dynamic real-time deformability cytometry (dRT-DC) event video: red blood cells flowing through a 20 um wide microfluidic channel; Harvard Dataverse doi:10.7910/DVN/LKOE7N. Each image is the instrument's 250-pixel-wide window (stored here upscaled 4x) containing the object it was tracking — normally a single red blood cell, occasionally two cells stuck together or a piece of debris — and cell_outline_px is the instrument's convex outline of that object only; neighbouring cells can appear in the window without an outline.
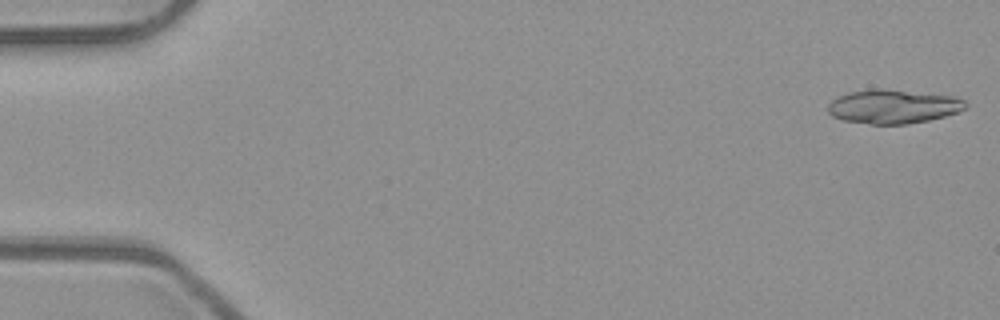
{"species": "common noctule bat (a hibernating species)", "species_latin": "Nyctalus noctula", "temperature_condition": "room temperature", "stored_images_in_passage": 17, "camera_frame_rate_fps": 3000, "um_per_image_px": 0.085, "animal": {"sex": "male", "body_mass_g": 23.1, "forearm_length_mm": 52.7}, "frame": {"image": 1, "passage_image": 1, "time_ms": 0.0, "image_size_px": [1000, 320], "cell_outline_px": [[968, 104], [960, 112], [928, 120], [908, 124], [872, 124], [844, 120], [832, 116], [828, 112], [828, 104], [832, 100], [848, 92], [872, 88], [952, 96], [964, 100]], "centroid_in_image_um": [75.9, 9.06], "position_along_channel_um": 9.1, "area_um2": 26.88}}
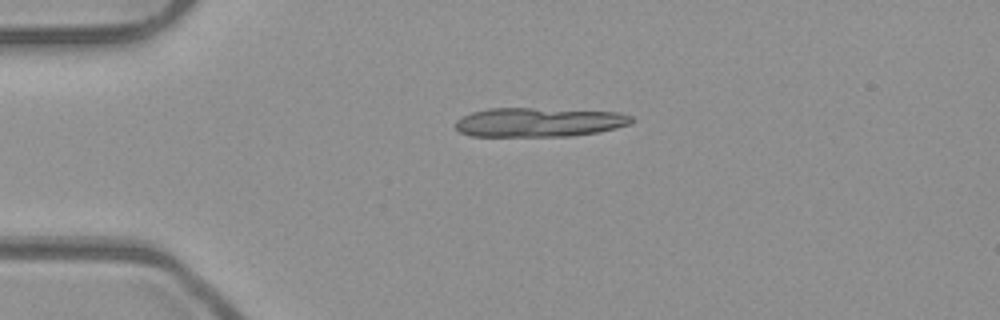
{"frame": {"image": 2, "passage_image": 12, "time_ms": 3.667, "image_size_px": [1000, 320], "cell_outline_px": [[636, 120], [632, 124], [616, 128], [596, 132], [572, 136], [472, 136], [460, 132], [456, 128], [456, 120], [472, 112], [488, 108], [532, 108], [616, 112], [632, 116]], "centroid_in_image_um": [45.83, 10.39], "position_along_channel_um": 39.2, "area_um2": 29.94}}